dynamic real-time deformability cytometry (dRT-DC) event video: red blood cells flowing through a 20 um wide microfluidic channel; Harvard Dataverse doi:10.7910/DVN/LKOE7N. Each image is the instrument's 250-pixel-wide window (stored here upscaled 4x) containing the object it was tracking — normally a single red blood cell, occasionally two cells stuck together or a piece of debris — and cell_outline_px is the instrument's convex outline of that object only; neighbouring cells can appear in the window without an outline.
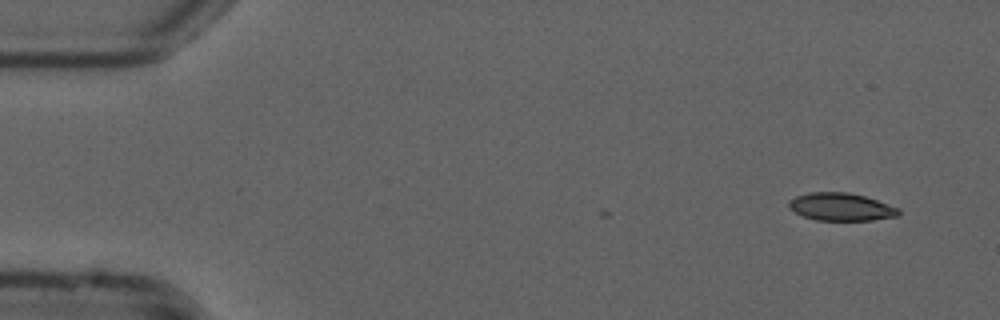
{"species": "common noctule bat (a hibernating species)", "species_latin": "Nyctalus noctula", "temperature_condition": "cold", "stored_images_in_passage": 5, "camera_frame_rate_fps": 3000, "um_per_image_px": 0.085, "animal": {"sex": "male", "forearm_length_mm": 52.5}, "frame": {"image": 1, "passage_image": 1, "time_ms": 0.0, "image_size_px": [1000, 320], "cell_outline_px": [[900, 216], [872, 220], [816, 220], [804, 216], [788, 208], [788, 200], [796, 196], [808, 192], [848, 192], [864, 196], [900, 208]], "centroid_in_image_um": [71.49, 17.58], "position_along_channel_um": 13.5, "area_um2": 17.8}}